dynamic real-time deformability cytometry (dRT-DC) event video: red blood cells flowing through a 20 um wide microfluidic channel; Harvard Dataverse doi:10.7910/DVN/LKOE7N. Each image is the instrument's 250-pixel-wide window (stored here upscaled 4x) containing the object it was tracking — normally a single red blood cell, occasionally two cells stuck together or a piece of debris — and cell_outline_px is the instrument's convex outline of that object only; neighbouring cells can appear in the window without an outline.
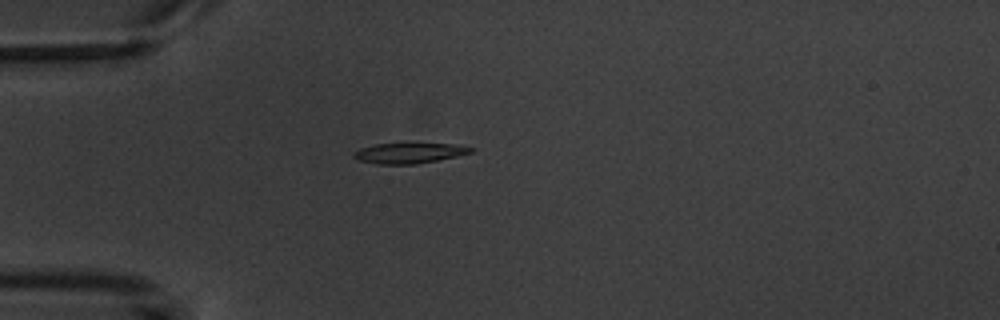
{"species": "common noctule bat (a hibernating species)", "species_latin": "Nyctalus noctula", "temperature_condition": "warm", "stored_images_in_passage": 1, "camera_frame_rate_fps": 3000, "um_per_image_px": 0.085, "animal": {"sex": "male", "body_mass_g": 20.1, "forearm_length_mm": 53.5}, "frame": {"image": 1, "passage_image": 1, "time_ms": 0.0, "image_size_px": [1000, 320], "cell_outline_px": [[476, 148], [472, 152], [456, 156], [416, 164], [376, 164], [356, 160], [352, 156], [352, 152], [360, 148], [376, 144], [400, 140], [416, 140], [452, 144]], "centroid_in_image_um": [34.74, 12.94], "position_along_channel_um": 50.3, "area_um2": 15.14}}